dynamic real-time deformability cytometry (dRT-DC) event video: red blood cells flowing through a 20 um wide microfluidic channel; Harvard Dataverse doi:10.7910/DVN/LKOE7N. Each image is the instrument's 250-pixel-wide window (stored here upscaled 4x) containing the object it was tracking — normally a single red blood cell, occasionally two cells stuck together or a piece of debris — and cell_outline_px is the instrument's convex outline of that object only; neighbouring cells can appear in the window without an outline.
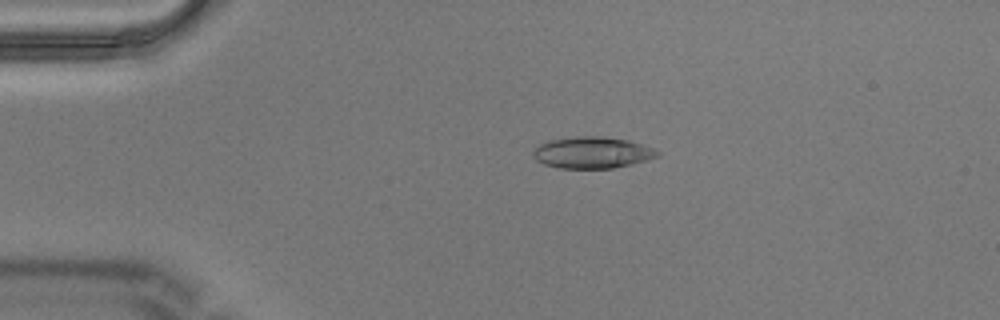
{"species": "Egyptian fruit bat (a non-hibernating species)", "species_latin": "Rousettus aegyptiacus", "temperature_condition": "warm", "stored_images_in_passage": 5, "camera_frame_rate_fps": 3000, "um_per_image_px": 0.085, "animal": {"sex": "male"}, "frame": {"image": 1, "passage_image": 4, "time_ms": 1.0, "image_size_px": [1000, 320], "cell_outline_px": [[660, 156], [632, 164], [612, 168], [560, 168], [544, 164], [536, 160], [532, 156], [532, 152], [540, 144], [548, 140], [572, 136], [604, 136], [628, 140], [652, 148], [660, 152]], "centroid_in_image_um": [50.32, 12.96], "position_along_channel_um": 34.7, "area_um2": 22.89}}